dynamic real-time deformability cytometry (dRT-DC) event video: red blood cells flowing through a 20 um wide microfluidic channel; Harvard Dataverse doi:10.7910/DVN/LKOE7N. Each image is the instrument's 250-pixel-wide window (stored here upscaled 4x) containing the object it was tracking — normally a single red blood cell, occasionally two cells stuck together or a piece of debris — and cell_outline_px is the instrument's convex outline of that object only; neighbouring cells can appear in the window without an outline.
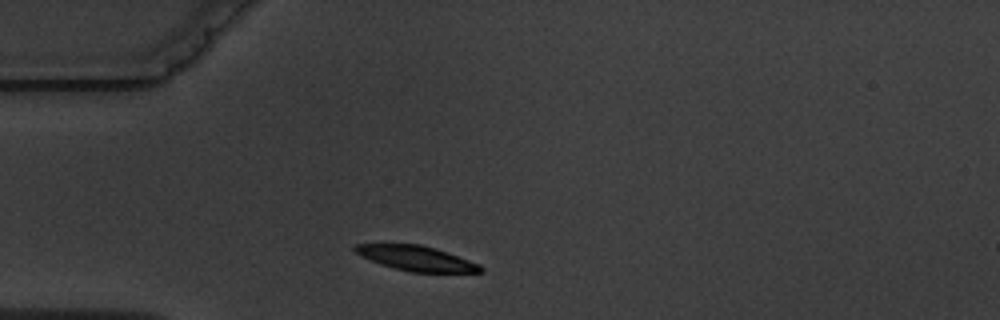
{"species": "common noctule bat (a hibernating species)", "species_latin": "Nyctalus noctula", "temperature_condition": "warm", "stored_images_in_passage": 1, "camera_frame_rate_fps": 3000, "um_per_image_px": 0.085, "animal": {"sex": "male", "body_mass_g": 19.5, "forearm_length_mm": 54.6}, "frame": {"image": 1, "passage_image": 1, "time_ms": 0.0, "image_size_px": [1000, 320], "cell_outline_px": [[484, 272], [408, 272], [380, 264], [360, 256], [352, 248], [356, 244], [420, 244], [436, 248], [480, 264], [484, 268]], "centroid_in_image_um": [35.39, 21.96], "position_along_channel_um": 49.6, "area_um2": 18.26}}